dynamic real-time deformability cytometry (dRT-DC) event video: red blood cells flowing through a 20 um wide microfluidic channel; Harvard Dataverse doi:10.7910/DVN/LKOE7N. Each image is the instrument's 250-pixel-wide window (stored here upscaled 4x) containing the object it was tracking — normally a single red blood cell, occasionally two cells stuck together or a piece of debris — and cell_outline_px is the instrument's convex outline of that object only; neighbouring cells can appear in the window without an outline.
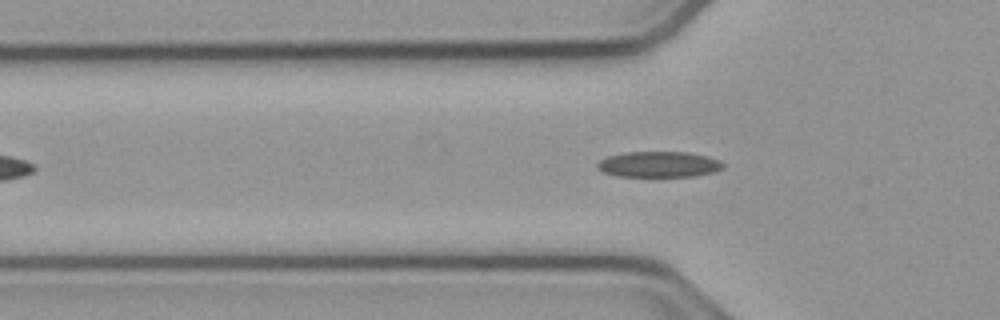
{"species": "common noctule bat (a hibernating species)", "species_latin": "Nyctalus noctula", "temperature_condition": "cold", "stored_images_in_passage": 47, "camera_frame_rate_fps": 3000, "um_per_image_px": 0.085, "animal": {"sex": "male", "body_mass_g": 23.1, "forearm_length_mm": 52.7}, "frame": {"image": 1, "passage_image": 14, "time_ms": 4.333, "image_size_px": [1000, 320], "cell_outline_px": [[724, 168], [716, 172], [692, 176], [616, 176], [604, 172], [596, 168], [596, 164], [600, 160], [608, 156], [624, 152], [688, 152], [720, 160], [724, 164]], "centroid_in_image_um": [56.0, 13.97], "position_along_channel_um": 69.8, "area_um2": 18.9}}
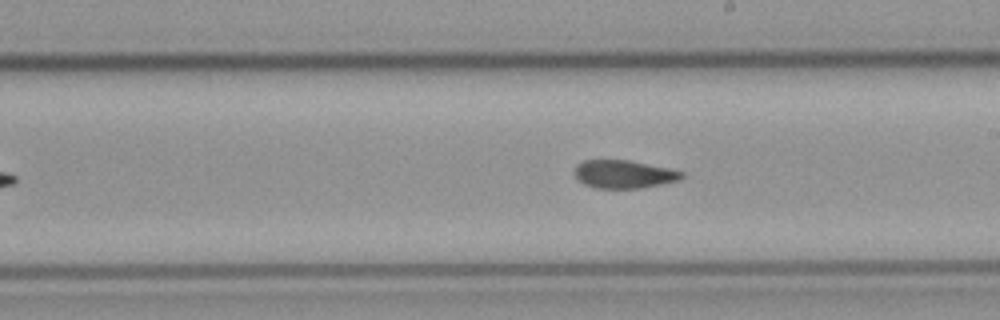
{"frame": {"image": 2, "passage_image": 27, "time_ms": 8.667, "image_size_px": [1000, 320], "cell_outline_px": [[684, 176], [680, 180], [640, 188], [596, 188], [584, 184], [572, 172], [576, 164], [584, 160], [628, 160], [668, 168], [684, 172]], "centroid_in_image_um": [53.0, 14.8], "position_along_channel_um": 236.0, "area_um2": 17.51}}
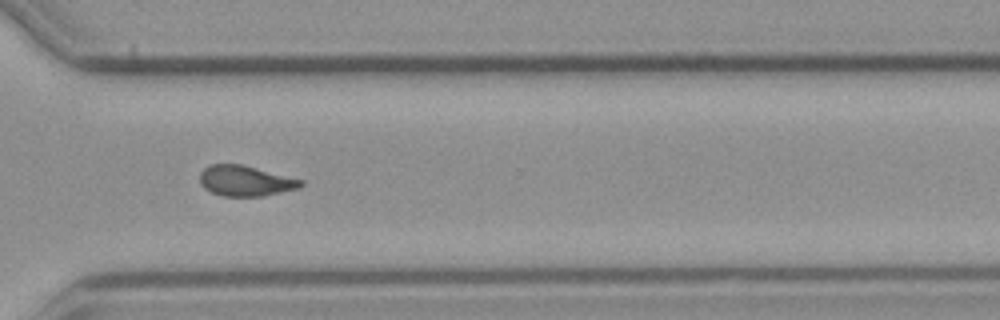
{"frame": {"image": 3, "passage_image": 36, "time_ms": 11.667, "image_size_px": [1000, 320], "cell_outline_px": [[304, 184], [296, 188], [264, 196], [224, 196], [212, 192], [204, 188], [200, 184], [200, 172], [204, 168], [212, 164], [240, 164], [304, 180]], "centroid_in_image_um": [20.84, 15.37], "position_along_channel_um": 349.8, "area_um2": 17.74}, "authors_computed_cell_mechanics": {"area_um2": 18.2648, "velocity_mm_per_s": 3.815, "shape_relaxation_time_tau1_ms": null, "shape_relaxation_time_tau2_ms": 2.8853, "deformation_change_tau1": null, "deformation_change_tau2": 0.0739}}